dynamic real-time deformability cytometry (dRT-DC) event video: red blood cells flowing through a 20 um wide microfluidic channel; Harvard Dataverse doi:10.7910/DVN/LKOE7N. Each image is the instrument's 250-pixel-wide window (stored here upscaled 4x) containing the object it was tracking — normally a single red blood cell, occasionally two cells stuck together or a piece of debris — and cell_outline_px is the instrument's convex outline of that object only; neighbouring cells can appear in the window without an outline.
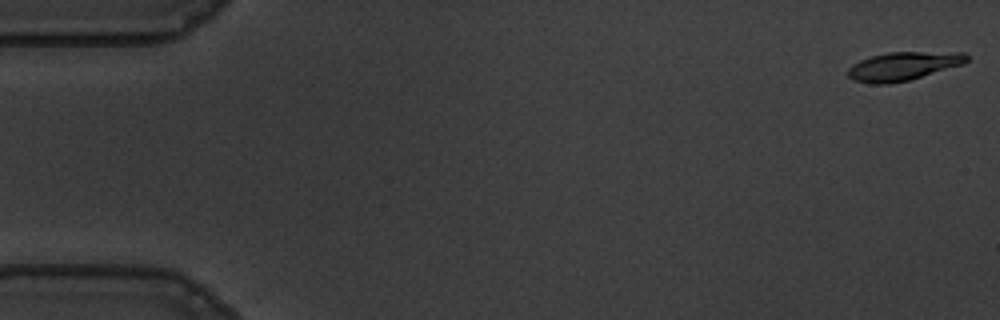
{"species": "common noctule bat (a hibernating species)", "species_latin": "Nyctalus noctula", "temperature_condition": "warm", "stored_images_in_passage": 15, "camera_frame_rate_fps": 3000, "um_per_image_px": 0.085, "animal": {"sex": "male", "body_mass_g": 19.5, "forearm_length_mm": 54.6}, "frame": {"image": 1, "passage_image": 1, "time_ms": 0.0, "image_size_px": [1000, 320], "cell_outline_px": [[968, 60], [964, 64], [908, 80], [888, 84], [872, 84], [852, 80], [848, 76], [848, 68], [852, 64], [860, 60], [872, 56], [888, 52], [964, 52], [968, 56]], "centroid_in_image_um": [76.76, 5.62], "position_along_channel_um": 8.2, "area_um2": 19.71}}